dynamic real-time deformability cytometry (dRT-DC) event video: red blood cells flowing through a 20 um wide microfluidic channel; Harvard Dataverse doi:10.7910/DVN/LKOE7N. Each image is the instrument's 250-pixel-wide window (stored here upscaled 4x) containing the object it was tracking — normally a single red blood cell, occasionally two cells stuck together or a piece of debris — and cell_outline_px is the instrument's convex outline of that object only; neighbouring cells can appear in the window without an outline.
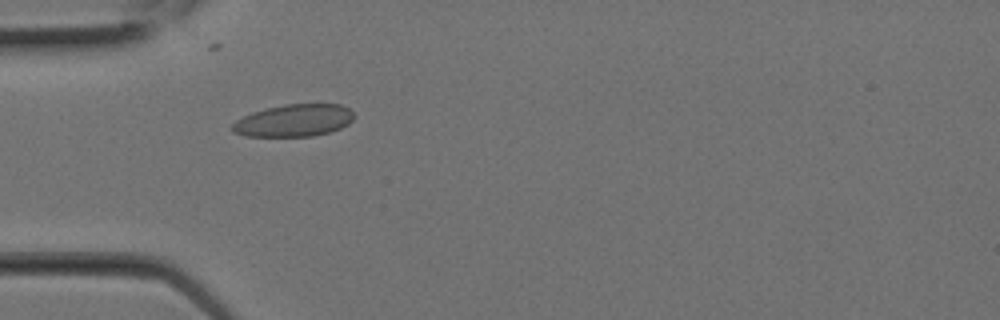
{"species": "Egyptian fruit bat (a non-hibernating species)", "species_latin": "Rousettus aegyptiacus", "temperature_condition": "room temperature", "stored_images_in_passage": 2, "camera_frame_rate_fps": 3000, "um_per_image_px": 0.085, "animal": {"sex": "female"}, "frame": {"image": 1, "passage_image": 2, "time_ms": 0.333, "image_size_px": [1000, 320], "cell_outline_px": [[356, 116], [348, 124], [340, 128], [328, 132], [312, 136], [244, 136], [232, 132], [228, 128], [236, 120], [252, 112], [264, 108], [284, 104], [340, 104], [348, 108]], "centroid_in_image_um": [24.94, 10.24], "position_along_channel_um": 60.1, "area_um2": 23.06}}